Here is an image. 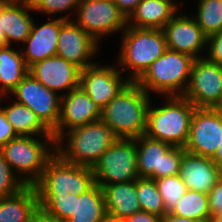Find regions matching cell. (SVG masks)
<instances>
[{"mask_svg": "<svg viewBox=\"0 0 222 222\" xmlns=\"http://www.w3.org/2000/svg\"><path fill=\"white\" fill-rule=\"evenodd\" d=\"M2 97L4 96H0V103L1 99H3ZM17 137L18 135L12 125L7 121L4 111L0 108V149L10 140Z\"/></svg>", "mask_w": 222, "mask_h": 222, "instance_id": "obj_37", "label": "cell"}, {"mask_svg": "<svg viewBox=\"0 0 222 222\" xmlns=\"http://www.w3.org/2000/svg\"><path fill=\"white\" fill-rule=\"evenodd\" d=\"M122 37L116 64L121 72L131 69L128 79L132 82H136L168 49L162 29L127 26Z\"/></svg>", "mask_w": 222, "mask_h": 222, "instance_id": "obj_4", "label": "cell"}, {"mask_svg": "<svg viewBox=\"0 0 222 222\" xmlns=\"http://www.w3.org/2000/svg\"><path fill=\"white\" fill-rule=\"evenodd\" d=\"M95 184L90 167L71 164L55 154L46 165L42 177L34 185L38 194L85 193Z\"/></svg>", "mask_w": 222, "mask_h": 222, "instance_id": "obj_7", "label": "cell"}, {"mask_svg": "<svg viewBox=\"0 0 222 222\" xmlns=\"http://www.w3.org/2000/svg\"><path fill=\"white\" fill-rule=\"evenodd\" d=\"M75 15L74 21L97 43L102 37L123 31L128 26V18L113 0H81Z\"/></svg>", "mask_w": 222, "mask_h": 222, "instance_id": "obj_10", "label": "cell"}, {"mask_svg": "<svg viewBox=\"0 0 222 222\" xmlns=\"http://www.w3.org/2000/svg\"><path fill=\"white\" fill-rule=\"evenodd\" d=\"M160 222H198L196 220L166 213L160 218Z\"/></svg>", "mask_w": 222, "mask_h": 222, "instance_id": "obj_41", "label": "cell"}, {"mask_svg": "<svg viewBox=\"0 0 222 222\" xmlns=\"http://www.w3.org/2000/svg\"><path fill=\"white\" fill-rule=\"evenodd\" d=\"M158 192L163 198L166 213H170L188 190L179 175L166 176L155 180Z\"/></svg>", "mask_w": 222, "mask_h": 222, "instance_id": "obj_32", "label": "cell"}, {"mask_svg": "<svg viewBox=\"0 0 222 222\" xmlns=\"http://www.w3.org/2000/svg\"><path fill=\"white\" fill-rule=\"evenodd\" d=\"M183 96L196 108H222V66L205 57L195 59Z\"/></svg>", "mask_w": 222, "mask_h": 222, "instance_id": "obj_11", "label": "cell"}, {"mask_svg": "<svg viewBox=\"0 0 222 222\" xmlns=\"http://www.w3.org/2000/svg\"><path fill=\"white\" fill-rule=\"evenodd\" d=\"M29 73L48 89L69 92L80 86L81 69L57 55L35 63Z\"/></svg>", "mask_w": 222, "mask_h": 222, "instance_id": "obj_18", "label": "cell"}, {"mask_svg": "<svg viewBox=\"0 0 222 222\" xmlns=\"http://www.w3.org/2000/svg\"><path fill=\"white\" fill-rule=\"evenodd\" d=\"M35 137L18 136L0 149L13 172L24 175L21 180L26 186L40 180L47 162L56 154L54 136Z\"/></svg>", "mask_w": 222, "mask_h": 222, "instance_id": "obj_5", "label": "cell"}, {"mask_svg": "<svg viewBox=\"0 0 222 222\" xmlns=\"http://www.w3.org/2000/svg\"><path fill=\"white\" fill-rule=\"evenodd\" d=\"M130 81L103 109L101 120L118 138L135 139L145 134L151 96Z\"/></svg>", "mask_w": 222, "mask_h": 222, "instance_id": "obj_1", "label": "cell"}, {"mask_svg": "<svg viewBox=\"0 0 222 222\" xmlns=\"http://www.w3.org/2000/svg\"><path fill=\"white\" fill-rule=\"evenodd\" d=\"M179 176L188 190L208 194L222 172L210 157L185 152L180 162Z\"/></svg>", "mask_w": 222, "mask_h": 222, "instance_id": "obj_20", "label": "cell"}, {"mask_svg": "<svg viewBox=\"0 0 222 222\" xmlns=\"http://www.w3.org/2000/svg\"><path fill=\"white\" fill-rule=\"evenodd\" d=\"M177 12L178 5L172 0H142L128 17V26L162 29Z\"/></svg>", "mask_w": 222, "mask_h": 222, "instance_id": "obj_23", "label": "cell"}, {"mask_svg": "<svg viewBox=\"0 0 222 222\" xmlns=\"http://www.w3.org/2000/svg\"><path fill=\"white\" fill-rule=\"evenodd\" d=\"M215 165L220 169L222 172V130H221V140H220V147H218L216 153L211 158Z\"/></svg>", "mask_w": 222, "mask_h": 222, "instance_id": "obj_42", "label": "cell"}, {"mask_svg": "<svg viewBox=\"0 0 222 222\" xmlns=\"http://www.w3.org/2000/svg\"><path fill=\"white\" fill-rule=\"evenodd\" d=\"M65 138L67 142L63 145ZM117 139L113 130L100 119L62 133L56 139L55 150L65 162L93 168Z\"/></svg>", "mask_w": 222, "mask_h": 222, "instance_id": "obj_2", "label": "cell"}, {"mask_svg": "<svg viewBox=\"0 0 222 222\" xmlns=\"http://www.w3.org/2000/svg\"><path fill=\"white\" fill-rule=\"evenodd\" d=\"M101 114L99 105L79 86L61 95L60 119L52 135L56 140L65 131L100 120Z\"/></svg>", "mask_w": 222, "mask_h": 222, "instance_id": "obj_16", "label": "cell"}, {"mask_svg": "<svg viewBox=\"0 0 222 222\" xmlns=\"http://www.w3.org/2000/svg\"><path fill=\"white\" fill-rule=\"evenodd\" d=\"M11 93L15 101L31 109L51 132L57 128L62 94L45 87L31 73Z\"/></svg>", "mask_w": 222, "mask_h": 222, "instance_id": "obj_12", "label": "cell"}, {"mask_svg": "<svg viewBox=\"0 0 222 222\" xmlns=\"http://www.w3.org/2000/svg\"><path fill=\"white\" fill-rule=\"evenodd\" d=\"M207 46L209 52L205 58L222 66V31L208 36Z\"/></svg>", "mask_w": 222, "mask_h": 222, "instance_id": "obj_35", "label": "cell"}, {"mask_svg": "<svg viewBox=\"0 0 222 222\" xmlns=\"http://www.w3.org/2000/svg\"><path fill=\"white\" fill-rule=\"evenodd\" d=\"M98 46L82 27L68 19L61 25L56 55L83 70L96 63L91 62V58L97 54Z\"/></svg>", "mask_w": 222, "mask_h": 222, "instance_id": "obj_15", "label": "cell"}, {"mask_svg": "<svg viewBox=\"0 0 222 222\" xmlns=\"http://www.w3.org/2000/svg\"><path fill=\"white\" fill-rule=\"evenodd\" d=\"M11 47L0 48V96L10 94L29 73L22 51Z\"/></svg>", "mask_w": 222, "mask_h": 222, "instance_id": "obj_26", "label": "cell"}, {"mask_svg": "<svg viewBox=\"0 0 222 222\" xmlns=\"http://www.w3.org/2000/svg\"><path fill=\"white\" fill-rule=\"evenodd\" d=\"M23 1H26L28 3H31L33 0H23Z\"/></svg>", "mask_w": 222, "mask_h": 222, "instance_id": "obj_46", "label": "cell"}, {"mask_svg": "<svg viewBox=\"0 0 222 222\" xmlns=\"http://www.w3.org/2000/svg\"><path fill=\"white\" fill-rule=\"evenodd\" d=\"M113 1L127 18L136 9L137 5L142 2V0H113Z\"/></svg>", "mask_w": 222, "mask_h": 222, "instance_id": "obj_39", "label": "cell"}, {"mask_svg": "<svg viewBox=\"0 0 222 222\" xmlns=\"http://www.w3.org/2000/svg\"><path fill=\"white\" fill-rule=\"evenodd\" d=\"M194 19L207 37L222 31V0H199Z\"/></svg>", "mask_w": 222, "mask_h": 222, "instance_id": "obj_29", "label": "cell"}, {"mask_svg": "<svg viewBox=\"0 0 222 222\" xmlns=\"http://www.w3.org/2000/svg\"><path fill=\"white\" fill-rule=\"evenodd\" d=\"M29 11H34L31 3L23 0H1V32L9 46L15 41L25 42L34 23Z\"/></svg>", "mask_w": 222, "mask_h": 222, "instance_id": "obj_21", "label": "cell"}, {"mask_svg": "<svg viewBox=\"0 0 222 222\" xmlns=\"http://www.w3.org/2000/svg\"><path fill=\"white\" fill-rule=\"evenodd\" d=\"M222 108H196L185 151L212 158L220 147Z\"/></svg>", "mask_w": 222, "mask_h": 222, "instance_id": "obj_13", "label": "cell"}, {"mask_svg": "<svg viewBox=\"0 0 222 222\" xmlns=\"http://www.w3.org/2000/svg\"><path fill=\"white\" fill-rule=\"evenodd\" d=\"M195 58L191 55L167 49L136 83L148 94L183 96L190 80Z\"/></svg>", "mask_w": 222, "mask_h": 222, "instance_id": "obj_6", "label": "cell"}, {"mask_svg": "<svg viewBox=\"0 0 222 222\" xmlns=\"http://www.w3.org/2000/svg\"><path fill=\"white\" fill-rule=\"evenodd\" d=\"M0 108L18 136H53L52 132L27 106L14 101L11 105L0 106Z\"/></svg>", "mask_w": 222, "mask_h": 222, "instance_id": "obj_27", "label": "cell"}, {"mask_svg": "<svg viewBox=\"0 0 222 222\" xmlns=\"http://www.w3.org/2000/svg\"><path fill=\"white\" fill-rule=\"evenodd\" d=\"M170 213L198 222H211L208 194L187 190Z\"/></svg>", "mask_w": 222, "mask_h": 222, "instance_id": "obj_28", "label": "cell"}, {"mask_svg": "<svg viewBox=\"0 0 222 222\" xmlns=\"http://www.w3.org/2000/svg\"><path fill=\"white\" fill-rule=\"evenodd\" d=\"M38 208L35 186H26L16 195L0 198V222H32Z\"/></svg>", "mask_w": 222, "mask_h": 222, "instance_id": "obj_24", "label": "cell"}, {"mask_svg": "<svg viewBox=\"0 0 222 222\" xmlns=\"http://www.w3.org/2000/svg\"><path fill=\"white\" fill-rule=\"evenodd\" d=\"M123 222H160V217L149 212L139 211L123 220Z\"/></svg>", "mask_w": 222, "mask_h": 222, "instance_id": "obj_38", "label": "cell"}, {"mask_svg": "<svg viewBox=\"0 0 222 222\" xmlns=\"http://www.w3.org/2000/svg\"><path fill=\"white\" fill-rule=\"evenodd\" d=\"M102 222H123L121 220L112 219L109 216H107Z\"/></svg>", "mask_w": 222, "mask_h": 222, "instance_id": "obj_45", "label": "cell"}, {"mask_svg": "<svg viewBox=\"0 0 222 222\" xmlns=\"http://www.w3.org/2000/svg\"><path fill=\"white\" fill-rule=\"evenodd\" d=\"M209 209L211 219L218 214H222V176L217 184L208 193Z\"/></svg>", "mask_w": 222, "mask_h": 222, "instance_id": "obj_36", "label": "cell"}, {"mask_svg": "<svg viewBox=\"0 0 222 222\" xmlns=\"http://www.w3.org/2000/svg\"><path fill=\"white\" fill-rule=\"evenodd\" d=\"M107 216L102 187L95 183L79 196L74 193V212L66 222H102Z\"/></svg>", "mask_w": 222, "mask_h": 222, "instance_id": "obj_25", "label": "cell"}, {"mask_svg": "<svg viewBox=\"0 0 222 222\" xmlns=\"http://www.w3.org/2000/svg\"><path fill=\"white\" fill-rule=\"evenodd\" d=\"M165 103L147 111L145 135L174 147L185 148L196 107L184 96H164Z\"/></svg>", "mask_w": 222, "mask_h": 222, "instance_id": "obj_3", "label": "cell"}, {"mask_svg": "<svg viewBox=\"0 0 222 222\" xmlns=\"http://www.w3.org/2000/svg\"><path fill=\"white\" fill-rule=\"evenodd\" d=\"M32 222H66L44 211L40 206L34 212Z\"/></svg>", "mask_w": 222, "mask_h": 222, "instance_id": "obj_40", "label": "cell"}, {"mask_svg": "<svg viewBox=\"0 0 222 222\" xmlns=\"http://www.w3.org/2000/svg\"><path fill=\"white\" fill-rule=\"evenodd\" d=\"M122 72L114 65L95 63L81 70L80 86L91 100L103 109L130 82L123 79Z\"/></svg>", "mask_w": 222, "mask_h": 222, "instance_id": "obj_14", "label": "cell"}, {"mask_svg": "<svg viewBox=\"0 0 222 222\" xmlns=\"http://www.w3.org/2000/svg\"><path fill=\"white\" fill-rule=\"evenodd\" d=\"M68 18L70 17L66 15L53 20L50 19L46 23L39 25V27L35 22L33 23L31 33L24 42L27 48L22 51L28 68L57 54L60 28Z\"/></svg>", "mask_w": 222, "mask_h": 222, "instance_id": "obj_19", "label": "cell"}, {"mask_svg": "<svg viewBox=\"0 0 222 222\" xmlns=\"http://www.w3.org/2000/svg\"><path fill=\"white\" fill-rule=\"evenodd\" d=\"M39 206L47 213L67 221L74 212V194H38Z\"/></svg>", "mask_w": 222, "mask_h": 222, "instance_id": "obj_31", "label": "cell"}, {"mask_svg": "<svg viewBox=\"0 0 222 222\" xmlns=\"http://www.w3.org/2000/svg\"><path fill=\"white\" fill-rule=\"evenodd\" d=\"M107 215L112 219L125 220L141 211L136 192V180L102 186Z\"/></svg>", "mask_w": 222, "mask_h": 222, "instance_id": "obj_22", "label": "cell"}, {"mask_svg": "<svg viewBox=\"0 0 222 222\" xmlns=\"http://www.w3.org/2000/svg\"><path fill=\"white\" fill-rule=\"evenodd\" d=\"M139 178L160 179L179 175L180 162L186 152L182 147L152 139L145 134L135 138Z\"/></svg>", "mask_w": 222, "mask_h": 222, "instance_id": "obj_8", "label": "cell"}, {"mask_svg": "<svg viewBox=\"0 0 222 222\" xmlns=\"http://www.w3.org/2000/svg\"><path fill=\"white\" fill-rule=\"evenodd\" d=\"M81 0H33L31 5L35 12H41L44 15H57V13H63L69 10L74 13L77 11V7Z\"/></svg>", "mask_w": 222, "mask_h": 222, "instance_id": "obj_34", "label": "cell"}, {"mask_svg": "<svg viewBox=\"0 0 222 222\" xmlns=\"http://www.w3.org/2000/svg\"><path fill=\"white\" fill-rule=\"evenodd\" d=\"M211 222H222V214L215 215L212 219Z\"/></svg>", "mask_w": 222, "mask_h": 222, "instance_id": "obj_44", "label": "cell"}, {"mask_svg": "<svg viewBox=\"0 0 222 222\" xmlns=\"http://www.w3.org/2000/svg\"><path fill=\"white\" fill-rule=\"evenodd\" d=\"M136 192L141 211L155 214L160 218L166 214L163 198L158 192L154 179H136Z\"/></svg>", "mask_w": 222, "mask_h": 222, "instance_id": "obj_30", "label": "cell"}, {"mask_svg": "<svg viewBox=\"0 0 222 222\" xmlns=\"http://www.w3.org/2000/svg\"><path fill=\"white\" fill-rule=\"evenodd\" d=\"M18 176L19 173L16 176L0 151V198L16 195L26 187Z\"/></svg>", "mask_w": 222, "mask_h": 222, "instance_id": "obj_33", "label": "cell"}, {"mask_svg": "<svg viewBox=\"0 0 222 222\" xmlns=\"http://www.w3.org/2000/svg\"><path fill=\"white\" fill-rule=\"evenodd\" d=\"M9 46L5 37V32H1V0H0V48Z\"/></svg>", "mask_w": 222, "mask_h": 222, "instance_id": "obj_43", "label": "cell"}, {"mask_svg": "<svg viewBox=\"0 0 222 222\" xmlns=\"http://www.w3.org/2000/svg\"><path fill=\"white\" fill-rule=\"evenodd\" d=\"M162 31L168 49L191 55L195 59L205 57L199 53L207 45L208 37L194 17L176 14Z\"/></svg>", "mask_w": 222, "mask_h": 222, "instance_id": "obj_17", "label": "cell"}, {"mask_svg": "<svg viewBox=\"0 0 222 222\" xmlns=\"http://www.w3.org/2000/svg\"><path fill=\"white\" fill-rule=\"evenodd\" d=\"M92 170L100 187L138 179L136 139L118 138Z\"/></svg>", "mask_w": 222, "mask_h": 222, "instance_id": "obj_9", "label": "cell"}]
</instances>
